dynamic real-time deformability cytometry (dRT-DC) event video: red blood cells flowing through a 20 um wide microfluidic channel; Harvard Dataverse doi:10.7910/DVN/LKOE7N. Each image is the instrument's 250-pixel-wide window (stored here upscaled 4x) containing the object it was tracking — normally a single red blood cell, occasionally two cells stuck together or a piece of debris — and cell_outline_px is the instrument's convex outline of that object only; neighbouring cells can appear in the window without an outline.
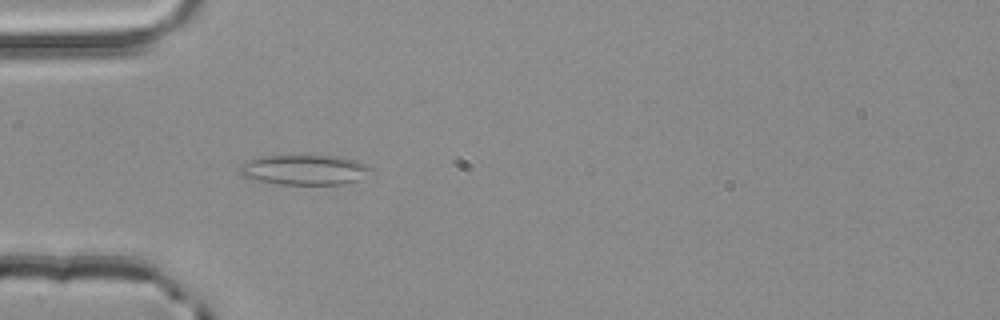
{"species": "common noctule bat (a hibernating species)", "species_latin": "Nyctalus noctula", "temperature_condition": "room temperature", "stored_images_in_passage": 46, "camera_frame_rate_fps": 3000, "um_per_image_px": 0.085, "animal": {"sex": "male", "body_mass_g": 20.4}, "frame": {"image": 1, "passage_image": 8, "time_ms": 2.333, "image_size_px": [1000, 320], "cell_outline_px": [[372, 168], [356, 180], [344, 184], [280, 184], [256, 180], [240, 176], [240, 168], [244, 164], [260, 156], [344, 156], [368, 164]], "centroid_in_image_um": [25.89, 14.43], "position_along_channel_um": 59.1, "area_um2": 22.6}}
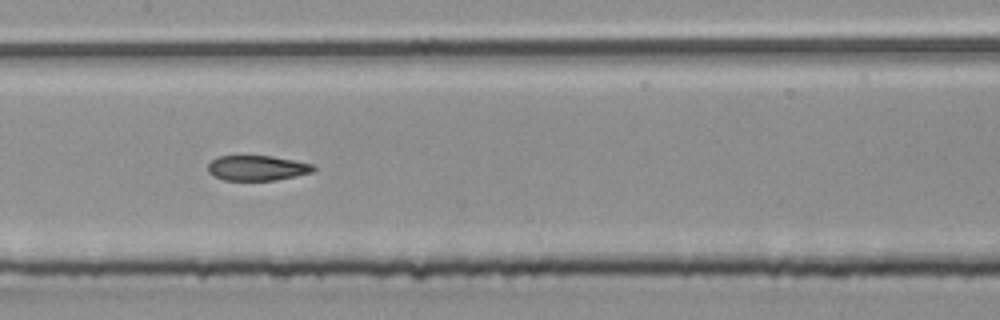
{"frame": {"image": 2, "passage_image": 18, "time_ms": 5.667, "image_size_px": [1000, 320], "cell_outline_px": [[316, 168], [312, 172], [296, 176], [276, 180], [224, 180], [212, 176], [208, 172], [208, 164], [216, 156], [272, 156], [312, 164]], "centroid_in_image_um": [21.82, 14.28], "position_along_channel_um": 185.6, "area_um2": 15.43}}
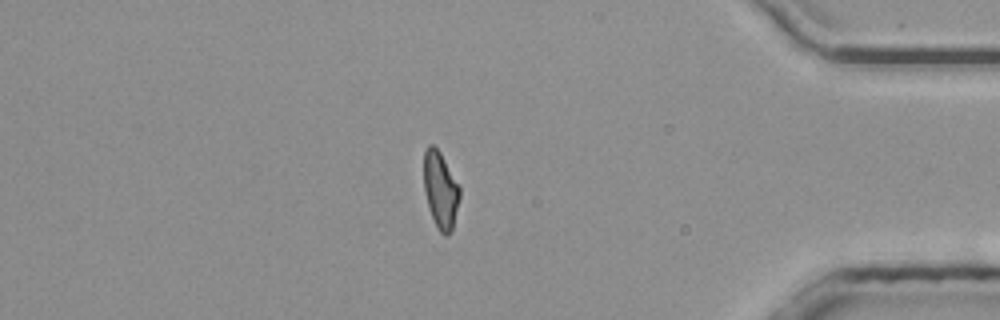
{"frame": {"image": 3, "passage_image": 37, "time_ms": 12.0, "image_size_px": [1000, 320], "cell_outline_px": [[460, 196], [452, 232], [448, 236], [444, 236], [440, 232], [432, 216], [428, 204], [424, 188], [424, 152], [428, 144], [432, 144], [440, 152], [460, 188]], "centroid_in_image_um": [37.45, 16.17], "position_along_channel_um": 397.8, "area_um2": 15.84}}